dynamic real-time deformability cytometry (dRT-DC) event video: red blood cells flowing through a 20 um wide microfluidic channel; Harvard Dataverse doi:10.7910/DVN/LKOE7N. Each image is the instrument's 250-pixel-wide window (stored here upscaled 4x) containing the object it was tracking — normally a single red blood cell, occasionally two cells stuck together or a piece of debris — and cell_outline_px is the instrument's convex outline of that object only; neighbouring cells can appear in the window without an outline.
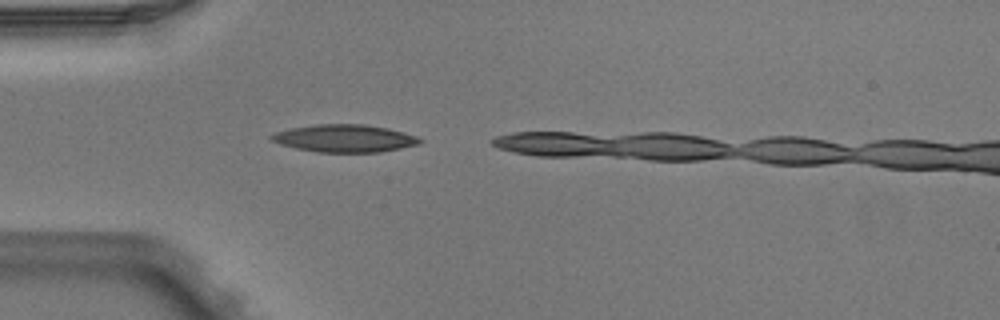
{"species": "Egyptian fruit bat (a non-hibernating species)", "species_latin": "Rousettus aegyptiacus", "temperature_condition": "warm", "stored_images_in_passage": 2, "camera_frame_rate_fps": 3000, "um_per_image_px": 0.085, "animal": {"sex": "male"}, "frame": {"image": 1, "passage_image": 1, "time_ms": 0.0, "image_size_px": [1000, 320], "cell_outline_px": [[424, 140], [420, 144], [380, 152], [320, 152], [296, 148], [280, 144], [272, 140], [268, 136], [276, 132], [292, 128], [316, 124], [364, 124], [388, 128], [404, 132], [416, 136]], "centroid_in_image_um": [29.32, 11.75], "position_along_channel_um": 55.7, "area_um2": 23.76}}